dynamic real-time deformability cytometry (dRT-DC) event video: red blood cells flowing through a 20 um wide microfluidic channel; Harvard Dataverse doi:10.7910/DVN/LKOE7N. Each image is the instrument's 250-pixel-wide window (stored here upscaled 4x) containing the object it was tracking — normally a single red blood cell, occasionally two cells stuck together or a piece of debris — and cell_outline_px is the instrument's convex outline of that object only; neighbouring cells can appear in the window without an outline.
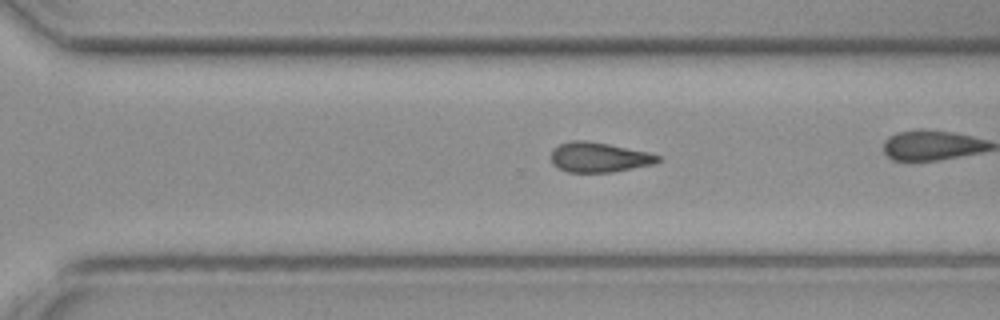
{"species": "common noctule bat (a hibernating species)", "species_latin": "Nyctalus noctula", "temperature_condition": "cold", "stored_images_in_passage": 35, "camera_frame_rate_fps": 3000, "um_per_image_px": 0.085, "animal": {"sex": "female", "body_mass_g": 19.3, "forearm_length_mm": 54.1}, "frame": {"image": 1, "passage_image": 30, "time_ms": 9.667, "image_size_px": [1000, 320], "cell_outline_px": [[660, 160], [652, 164], [612, 172], [568, 172], [552, 164], [552, 152], [560, 144], [572, 140], [584, 140], [608, 144], [648, 152], [660, 156]], "centroid_in_image_um": [50.91, 13.37], "position_along_channel_um": 319.7, "area_um2": 18.26}}